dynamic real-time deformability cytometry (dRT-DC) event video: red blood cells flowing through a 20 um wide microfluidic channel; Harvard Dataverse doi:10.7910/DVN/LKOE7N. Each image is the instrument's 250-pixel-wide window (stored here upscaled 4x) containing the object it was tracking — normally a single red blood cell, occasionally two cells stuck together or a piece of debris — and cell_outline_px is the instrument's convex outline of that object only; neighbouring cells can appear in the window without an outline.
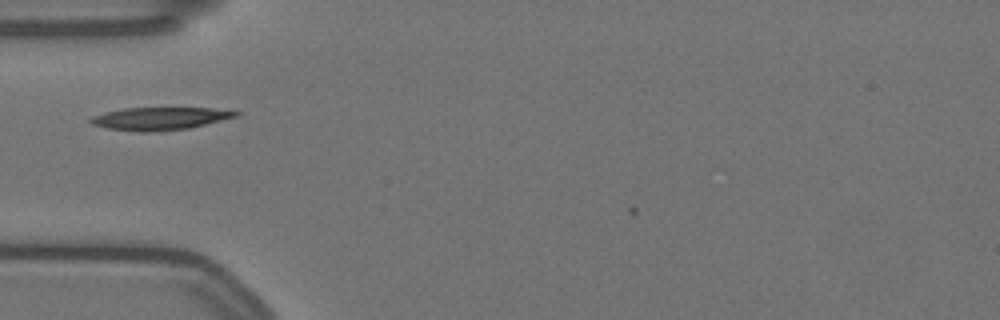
{"species": "Egyptian fruit bat (a non-hibernating species)", "species_latin": "Rousettus aegyptiacus", "temperature_condition": "warm", "stored_images_in_passage": 33, "camera_frame_rate_fps": 3000, "um_per_image_px": 0.085, "animal": {"sex": "female"}, "frame": {"image": 1, "passage_image": 1, "time_ms": 0.0, "image_size_px": [1000, 320], "cell_outline_px": [[240, 116], [188, 128], [144, 132], [140, 132], [108, 128], [92, 124], [88, 120], [92, 116], [104, 112], [124, 108], [212, 108], [240, 112]], "centroid_in_image_um": [13.58, 10.07], "position_along_channel_um": 71.4, "area_um2": 19.02}}
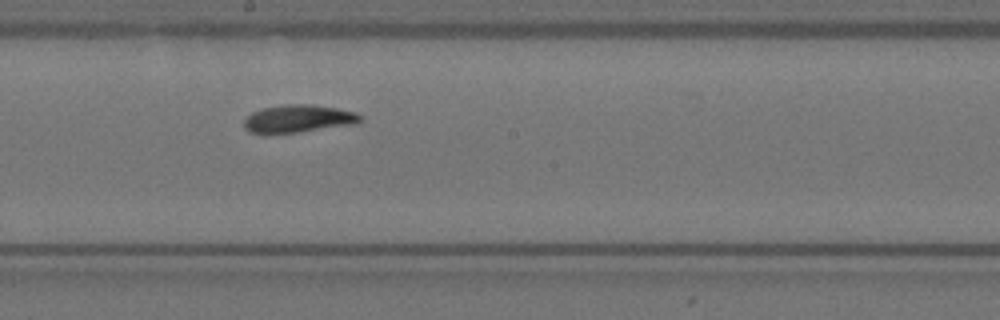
{"frame": {"image": 2, "passage_image": 14, "time_ms": 4.333, "image_size_px": [1000, 320], "cell_outline_px": [[360, 120], [356, 124], [296, 132], [248, 132], [244, 128], [244, 120], [252, 112], [260, 108], [280, 104], [312, 104], [336, 108], [356, 112], [360, 116]], "centroid_in_image_um": [25.34, 10.06], "position_along_channel_um": 222.9, "area_um2": 18.55}}
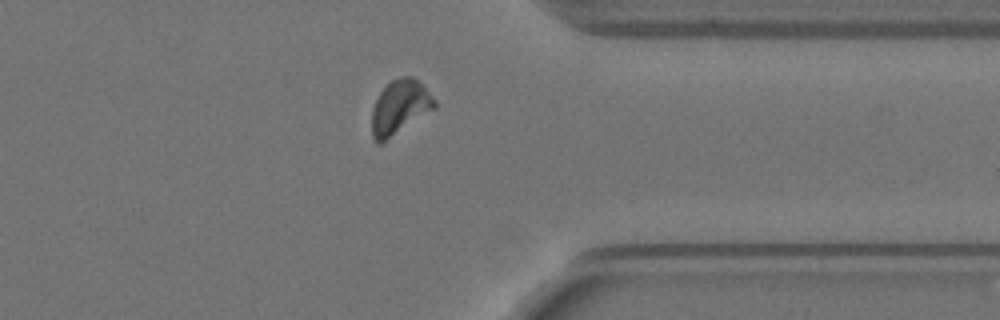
{"frame": {"image": 3, "passage_image": 28, "time_ms": 9.0, "image_size_px": [1000, 320], "cell_outline_px": [[436, 108], [384, 144], [376, 144], [372, 136], [372, 108], [380, 92], [392, 80], [400, 76], [412, 76], [424, 84], [436, 100]], "centroid_in_image_um": [34.0, 9.15], "position_along_channel_um": 377.4, "area_um2": 20.46}}